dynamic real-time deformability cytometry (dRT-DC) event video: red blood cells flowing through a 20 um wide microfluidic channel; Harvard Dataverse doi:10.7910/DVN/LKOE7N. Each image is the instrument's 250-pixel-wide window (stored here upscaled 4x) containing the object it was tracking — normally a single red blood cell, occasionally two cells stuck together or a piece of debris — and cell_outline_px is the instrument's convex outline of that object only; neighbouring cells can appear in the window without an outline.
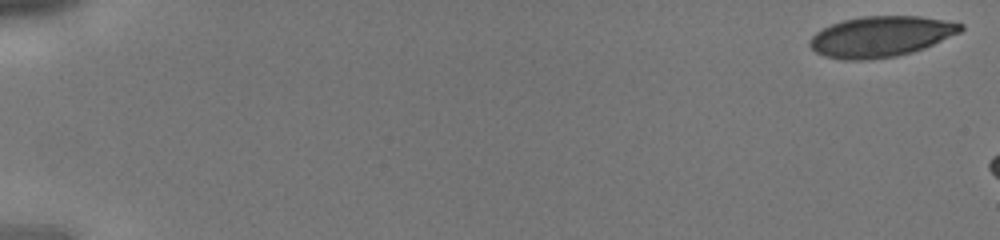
{"species": "human", "species_latin": "Homo sapiens", "temperature_condition": "cold", "stored_images_in_passage": 6, "camera_frame_rate_fps": 3000, "um_per_image_px": 0.085, "donor": {"sex": "male"}, "frame": {"image": 1, "passage_image": 1, "time_ms": 0.0, "image_size_px": [1000, 240], "cell_outline_px": [[964, 28], [960, 32], [924, 48], [912, 52], [896, 56], [868, 60], [844, 60], [824, 56], [816, 52], [808, 44], [812, 36], [816, 32], [832, 24], [844, 20], [864, 16], [920, 16], [944, 20], [964, 24]], "centroid_in_image_um": [74.87, 3.11], "position_along_channel_um": 10.1, "area_um2": 35.6}}